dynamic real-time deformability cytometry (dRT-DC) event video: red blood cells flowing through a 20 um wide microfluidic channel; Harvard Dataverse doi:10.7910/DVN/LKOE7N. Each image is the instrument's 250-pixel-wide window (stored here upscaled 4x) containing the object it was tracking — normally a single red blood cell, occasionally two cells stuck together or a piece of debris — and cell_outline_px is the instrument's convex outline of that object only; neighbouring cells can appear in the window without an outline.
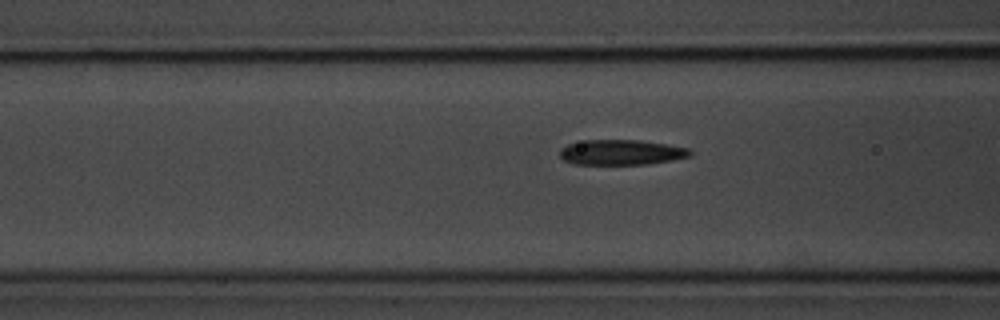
{"species": "common noctule bat (a hibernating species)", "species_latin": "Nyctalus noctula", "temperature_condition": "room temperature", "stored_images_in_passage": 13, "camera_frame_rate_fps": 3000, "um_per_image_px": 0.085, "animal": {"sex": "male", "body_mass_g": 20.1, "forearm_length_mm": 53.5}, "frame": {"image": 1, "passage_image": 11, "time_ms": 3.333, "image_size_px": [1000, 320], "cell_outline_px": [[692, 156], [672, 160], [648, 164], [572, 164], [564, 160], [560, 156], [560, 148], [568, 144], [584, 140], [640, 140], [668, 144], [688, 148], [692, 152]], "centroid_in_image_um": [52.82, 12.94], "position_along_channel_um": 113.8, "area_um2": 19.25}}